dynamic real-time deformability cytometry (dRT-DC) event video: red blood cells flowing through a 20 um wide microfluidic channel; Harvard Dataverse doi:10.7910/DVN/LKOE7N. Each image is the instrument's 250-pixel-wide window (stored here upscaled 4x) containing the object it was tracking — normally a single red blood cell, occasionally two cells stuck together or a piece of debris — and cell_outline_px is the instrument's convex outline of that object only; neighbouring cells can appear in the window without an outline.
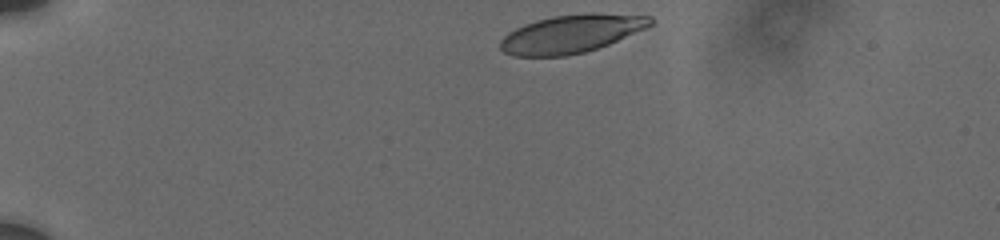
{"species": "human", "species_latin": "Homo sapiens", "temperature_condition": "cold", "stored_images_in_passage": 32, "camera_frame_rate_fps": 3000, "um_per_image_px": 0.085, "donor": {"sex": "male"}, "frame": {"image": 1, "passage_image": 1, "time_ms": 0.0, "image_size_px": [1000, 240], "cell_outline_px": [[652, 24], [648, 28], [608, 44], [584, 52], [564, 56], [512, 56], [504, 52], [500, 48], [500, 40], [508, 32], [524, 24], [536, 20], [552, 16], [588, 12], [592, 12], [652, 16]], "centroid_in_image_um": [48.56, 2.86], "position_along_channel_um": 36.4, "area_um2": 33.52}}
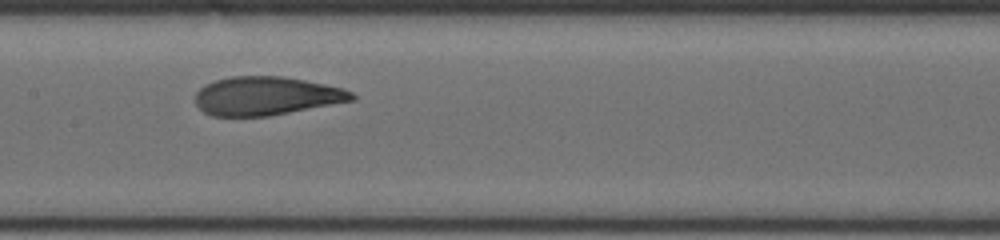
{"frame": {"image": 2, "passage_image": 13, "time_ms": 6.0, "image_size_px": [1000, 240], "cell_outline_px": [[356, 100], [268, 116], [212, 116], [204, 112], [196, 104], [196, 92], [204, 84], [216, 80], [232, 76], [284, 76], [344, 88], [352, 92], [356, 96]], "centroid_in_image_um": [22.64, 8.15], "position_along_channel_um": 184.8, "area_um2": 35.2}}
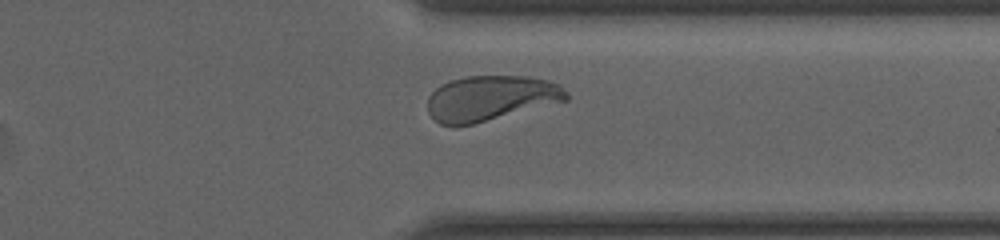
{"frame": {"image": 3, "passage_image": 26, "time_ms": 11.0, "image_size_px": [1000, 240], "cell_outline_px": [[568, 100], [472, 124], [440, 124], [428, 112], [428, 96], [440, 84], [464, 76], [528, 76], [548, 80], [560, 84], [568, 92]], "centroid_in_image_um": [41.73, 8.32], "position_along_channel_um": 369.7, "area_um2": 36.3}, "authors_computed_cell_mechanics": {"area_um2": 35.8649, "velocity_mm_per_s": 3.7131, "shape_relaxation_time_tau1_ms": 4.0249, "shape_relaxation_time_tau2_ms": 0.903, "deformation_change_tau1": 0.1681, "deformation_change_tau2": 0.0707}}